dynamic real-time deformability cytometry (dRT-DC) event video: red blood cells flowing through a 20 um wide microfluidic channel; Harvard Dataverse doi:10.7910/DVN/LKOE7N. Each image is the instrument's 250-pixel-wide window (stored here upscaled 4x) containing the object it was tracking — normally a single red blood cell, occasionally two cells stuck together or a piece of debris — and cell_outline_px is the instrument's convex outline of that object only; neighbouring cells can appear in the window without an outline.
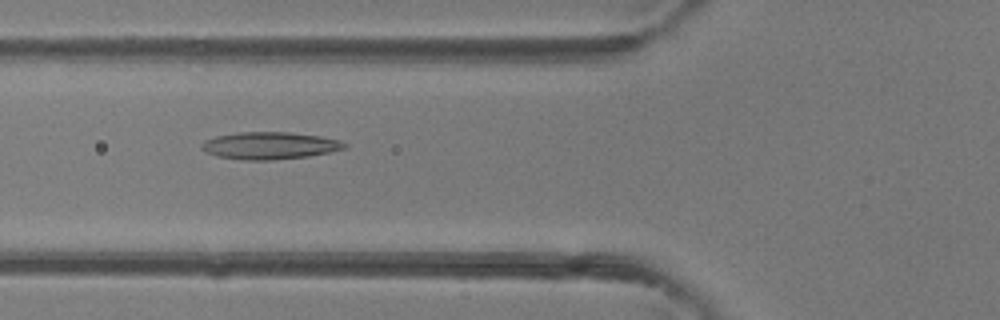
{"species": "common noctule bat (a hibernating species)", "species_latin": "Nyctalus noctula", "temperature_condition": "room temperature", "stored_images_in_passage": 5, "camera_frame_rate_fps": 3000, "um_per_image_px": 0.085, "animal": {"sex": "female"}, "frame": {"image": 1, "passage_image": 5, "time_ms": 4.333, "image_size_px": [1000, 320], "cell_outline_px": [[348, 148], [308, 156], [272, 160], [244, 160], [216, 156], [200, 148], [200, 144], [204, 140], [216, 136], [236, 132], [288, 132], [320, 136], [340, 140], [348, 144]], "centroid_in_image_um": [22.92, 12.37], "position_along_channel_um": 102.9, "area_um2": 22.77}}